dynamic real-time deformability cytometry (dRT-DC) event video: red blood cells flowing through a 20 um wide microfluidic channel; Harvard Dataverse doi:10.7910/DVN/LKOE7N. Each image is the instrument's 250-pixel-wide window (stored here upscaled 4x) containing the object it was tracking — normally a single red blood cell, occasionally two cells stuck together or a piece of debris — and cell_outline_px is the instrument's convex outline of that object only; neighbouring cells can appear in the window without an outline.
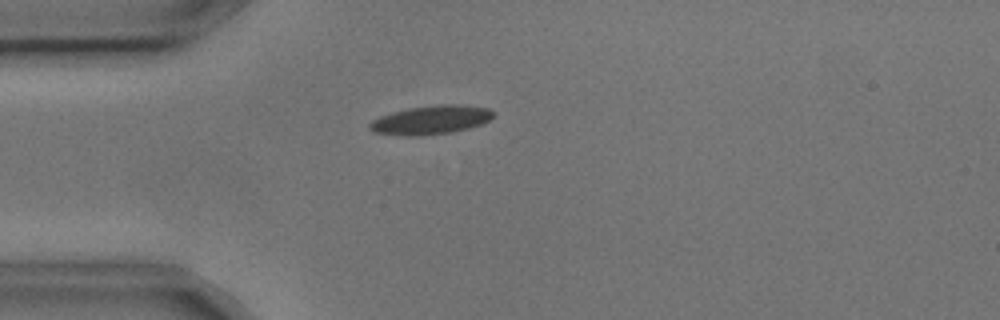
{"species": "common noctule bat (a hibernating species)", "species_latin": "Nyctalus noctula", "temperature_condition": "cold", "stored_images_in_passage": 3, "camera_frame_rate_fps": 3000, "um_per_image_px": 0.085, "animal": {"sex": "male", "body_mass_g": 17.9, "forearm_length_mm": 54.2}, "frame": {"image": 1, "passage_image": 2, "time_ms": 0.333, "image_size_px": [1000, 320], "cell_outline_px": [[496, 112], [488, 120], [480, 124], [468, 128], [452, 132], [420, 136], [408, 136], [376, 132], [368, 128], [368, 124], [372, 120], [380, 116], [392, 112], [408, 108], [440, 104], [460, 104], [488, 108]], "centroid_in_image_um": [36.62, 10.18], "position_along_channel_um": 48.4, "area_um2": 20.69}}